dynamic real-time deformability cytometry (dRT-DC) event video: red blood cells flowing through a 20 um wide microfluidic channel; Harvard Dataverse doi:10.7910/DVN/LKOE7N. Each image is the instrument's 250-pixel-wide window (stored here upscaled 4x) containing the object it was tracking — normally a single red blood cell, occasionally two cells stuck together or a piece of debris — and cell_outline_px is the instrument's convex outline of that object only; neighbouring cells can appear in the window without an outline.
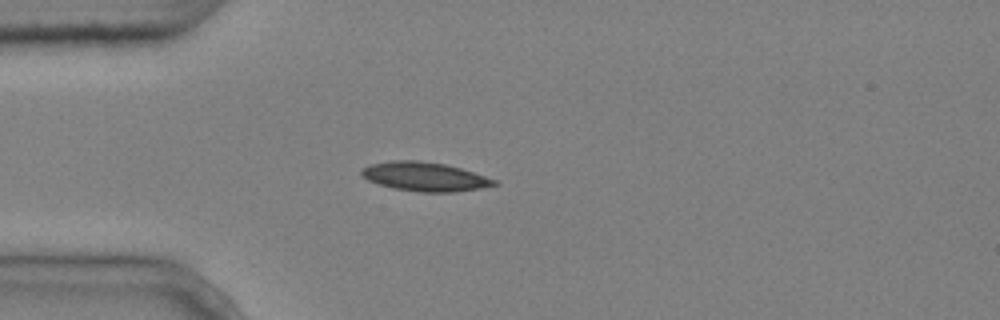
{"species": "common noctule bat (a hibernating species)", "species_latin": "Nyctalus noctula", "temperature_condition": "cold", "stored_images_in_passage": 3, "camera_frame_rate_fps": 3000, "um_per_image_px": 0.085, "animal": {"sex": "male", "body_mass_g": 20.4}, "frame": {"image": 1, "passage_image": 2, "time_ms": 0.333, "image_size_px": [1000, 320], "cell_outline_px": [[500, 184], [480, 188], [456, 192], [420, 192], [392, 188], [368, 180], [360, 172], [360, 168], [372, 164], [392, 160], [416, 160], [444, 164], [460, 168], [496, 180]], "centroid_in_image_um": [36.09, 15.02], "position_along_channel_um": 48.9, "area_um2": 22.25}}